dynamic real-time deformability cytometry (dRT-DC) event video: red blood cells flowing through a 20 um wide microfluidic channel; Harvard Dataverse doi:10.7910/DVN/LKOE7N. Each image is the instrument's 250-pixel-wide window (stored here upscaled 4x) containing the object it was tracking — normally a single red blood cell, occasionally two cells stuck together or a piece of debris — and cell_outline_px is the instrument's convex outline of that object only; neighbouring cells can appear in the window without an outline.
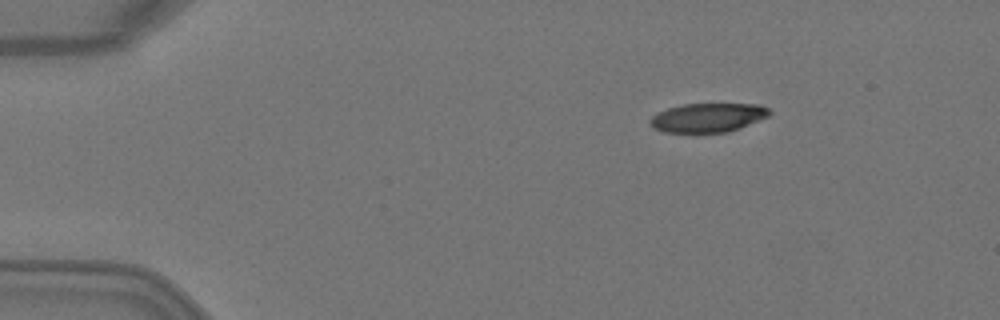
{"species": "Egyptian fruit bat (a non-hibernating species)", "species_latin": "Rousettus aegyptiacus", "temperature_condition": "warm", "stored_images_in_passage": 3, "camera_frame_rate_fps": 3000, "um_per_image_px": 0.085, "animal": {"sex": "female"}, "frame": {"image": 1, "passage_image": 1, "time_ms": 0.0, "image_size_px": [1000, 320], "cell_outline_px": [[772, 112], [768, 116], [740, 128], [728, 132], [664, 132], [652, 128], [648, 120], [656, 112], [668, 108], [684, 104], [760, 104], [768, 108]], "centroid_in_image_um": [60.14, 9.99], "position_along_channel_um": 24.9, "area_um2": 20.23}}